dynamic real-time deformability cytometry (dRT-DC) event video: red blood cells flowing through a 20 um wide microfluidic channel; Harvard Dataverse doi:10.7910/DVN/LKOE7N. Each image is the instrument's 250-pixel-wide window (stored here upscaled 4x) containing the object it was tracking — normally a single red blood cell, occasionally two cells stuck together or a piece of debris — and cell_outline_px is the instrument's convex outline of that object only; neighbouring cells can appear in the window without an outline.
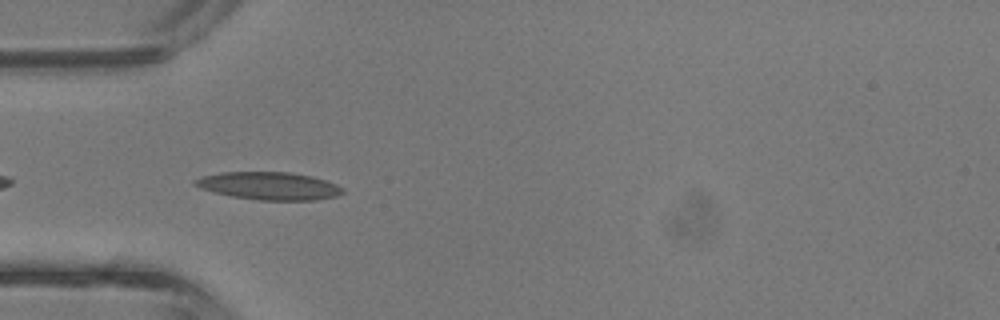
{"species": "common noctule bat (a hibernating species)", "species_latin": "Nyctalus noctula", "temperature_condition": "room temperature", "stored_images_in_passage": 31, "camera_frame_rate_fps": 3000, "um_per_image_px": 0.085, "animal": {"sex": "male", "body_mass_g": 13.3}, "frame": {"image": 1, "passage_image": 2, "time_ms": 0.333, "image_size_px": [1000, 320], "cell_outline_px": [[344, 192], [336, 196], [316, 200], [260, 200], [232, 196], [200, 188], [192, 184], [192, 180], [200, 176], [220, 172], [288, 172], [312, 176], [336, 184], [344, 188]], "centroid_in_image_um": [22.85, 15.79], "position_along_channel_um": 62.2, "area_um2": 23.87}}
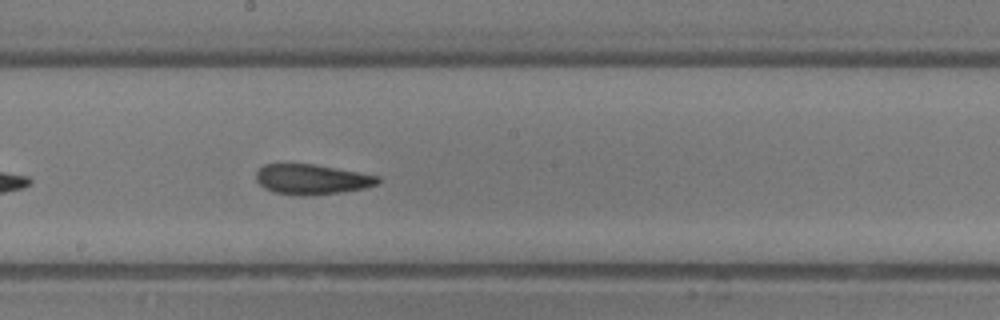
{"frame": {"image": 2, "passage_image": 12, "time_ms": 3.667, "image_size_px": [1000, 320], "cell_outline_px": [[380, 184], [364, 188], [340, 192], [308, 196], [300, 196], [272, 192], [264, 188], [256, 180], [256, 172], [264, 164], [312, 164], [360, 172], [380, 176]], "centroid_in_image_um": [26.51, 15.25], "position_along_channel_um": 221.7, "area_um2": 21.5}}
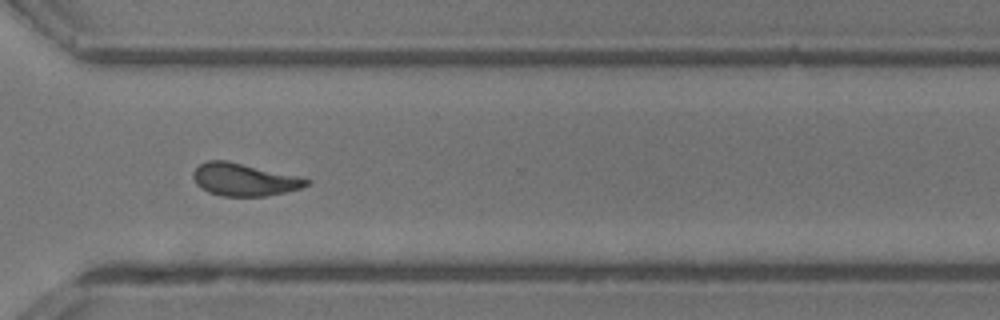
{"frame": {"image": 3, "passage_image": 20, "time_ms": 6.333, "image_size_px": [1000, 320], "cell_outline_px": [[312, 180], [308, 184], [300, 188], [268, 196], [220, 196], [208, 192], [196, 184], [192, 176], [192, 172], [200, 164], [208, 160], [228, 160], [296, 176]], "centroid_in_image_um": [20.71, 15.26], "position_along_channel_um": 349.9, "area_um2": 21.39}, "authors_computed_cell_mechanics": {"area_um2": 21.3282, "velocity_mm_per_s": 4.8154, "shape_relaxation_time_tau1_ms": null, "shape_relaxation_time_tau2_ms": 1.9888, "deformation_change_tau1": null, "deformation_change_tau2": 0.1034}}